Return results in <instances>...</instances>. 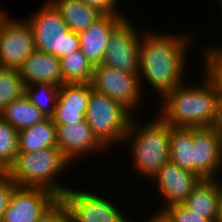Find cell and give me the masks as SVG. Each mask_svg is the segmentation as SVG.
Listing matches in <instances>:
<instances>
[{"label":"cell","mask_w":222,"mask_h":222,"mask_svg":"<svg viewBox=\"0 0 222 222\" xmlns=\"http://www.w3.org/2000/svg\"><path fill=\"white\" fill-rule=\"evenodd\" d=\"M24 85L34 83L63 84L60 60L54 55L34 50L19 69Z\"/></svg>","instance_id":"obj_17"},{"label":"cell","mask_w":222,"mask_h":222,"mask_svg":"<svg viewBox=\"0 0 222 222\" xmlns=\"http://www.w3.org/2000/svg\"><path fill=\"white\" fill-rule=\"evenodd\" d=\"M193 173L202 179H218V175L222 174L220 138L216 126L193 128Z\"/></svg>","instance_id":"obj_12"},{"label":"cell","mask_w":222,"mask_h":222,"mask_svg":"<svg viewBox=\"0 0 222 222\" xmlns=\"http://www.w3.org/2000/svg\"><path fill=\"white\" fill-rule=\"evenodd\" d=\"M60 60V72L64 83H90L94 66L77 50Z\"/></svg>","instance_id":"obj_23"},{"label":"cell","mask_w":222,"mask_h":222,"mask_svg":"<svg viewBox=\"0 0 222 222\" xmlns=\"http://www.w3.org/2000/svg\"><path fill=\"white\" fill-rule=\"evenodd\" d=\"M58 199L44 188L17 186L0 222H37Z\"/></svg>","instance_id":"obj_11"},{"label":"cell","mask_w":222,"mask_h":222,"mask_svg":"<svg viewBox=\"0 0 222 222\" xmlns=\"http://www.w3.org/2000/svg\"><path fill=\"white\" fill-rule=\"evenodd\" d=\"M90 84L94 91L118 101L133 115L140 103H143L141 98L144 91L141 89L138 74L123 72L101 63L94 66Z\"/></svg>","instance_id":"obj_7"},{"label":"cell","mask_w":222,"mask_h":222,"mask_svg":"<svg viewBox=\"0 0 222 222\" xmlns=\"http://www.w3.org/2000/svg\"><path fill=\"white\" fill-rule=\"evenodd\" d=\"M181 33H159L152 29L149 31V28L141 32L138 74L140 86L141 89L144 88L145 79L147 85L156 91V96L159 95V99L186 80L187 53L195 39L190 33Z\"/></svg>","instance_id":"obj_1"},{"label":"cell","mask_w":222,"mask_h":222,"mask_svg":"<svg viewBox=\"0 0 222 222\" xmlns=\"http://www.w3.org/2000/svg\"><path fill=\"white\" fill-rule=\"evenodd\" d=\"M88 6L94 7L104 15L123 14L117 7L118 0H82ZM117 7V8H116Z\"/></svg>","instance_id":"obj_31"},{"label":"cell","mask_w":222,"mask_h":222,"mask_svg":"<svg viewBox=\"0 0 222 222\" xmlns=\"http://www.w3.org/2000/svg\"><path fill=\"white\" fill-rule=\"evenodd\" d=\"M193 85H177L161 99L158 116L172 127H212L218 123L219 100L213 85L202 74Z\"/></svg>","instance_id":"obj_2"},{"label":"cell","mask_w":222,"mask_h":222,"mask_svg":"<svg viewBox=\"0 0 222 222\" xmlns=\"http://www.w3.org/2000/svg\"><path fill=\"white\" fill-rule=\"evenodd\" d=\"M35 49L29 22L7 17L0 26V67L19 70Z\"/></svg>","instance_id":"obj_9"},{"label":"cell","mask_w":222,"mask_h":222,"mask_svg":"<svg viewBox=\"0 0 222 222\" xmlns=\"http://www.w3.org/2000/svg\"><path fill=\"white\" fill-rule=\"evenodd\" d=\"M60 12L69 30L79 34L104 14L82 0H49Z\"/></svg>","instance_id":"obj_19"},{"label":"cell","mask_w":222,"mask_h":222,"mask_svg":"<svg viewBox=\"0 0 222 222\" xmlns=\"http://www.w3.org/2000/svg\"><path fill=\"white\" fill-rule=\"evenodd\" d=\"M59 87L50 83H34L25 86L24 95L43 114L51 118L56 107Z\"/></svg>","instance_id":"obj_24"},{"label":"cell","mask_w":222,"mask_h":222,"mask_svg":"<svg viewBox=\"0 0 222 222\" xmlns=\"http://www.w3.org/2000/svg\"><path fill=\"white\" fill-rule=\"evenodd\" d=\"M158 209L152 212L153 214L148 217L145 222H175V220L172 218V216L165 210L160 209L159 205L157 206Z\"/></svg>","instance_id":"obj_32"},{"label":"cell","mask_w":222,"mask_h":222,"mask_svg":"<svg viewBox=\"0 0 222 222\" xmlns=\"http://www.w3.org/2000/svg\"><path fill=\"white\" fill-rule=\"evenodd\" d=\"M72 186L60 198L67 206L71 222H130L113 200ZM133 222V221H131Z\"/></svg>","instance_id":"obj_8"},{"label":"cell","mask_w":222,"mask_h":222,"mask_svg":"<svg viewBox=\"0 0 222 222\" xmlns=\"http://www.w3.org/2000/svg\"><path fill=\"white\" fill-rule=\"evenodd\" d=\"M0 117L17 131L30 128L47 118L25 95L8 104L0 112Z\"/></svg>","instance_id":"obj_21"},{"label":"cell","mask_w":222,"mask_h":222,"mask_svg":"<svg viewBox=\"0 0 222 222\" xmlns=\"http://www.w3.org/2000/svg\"><path fill=\"white\" fill-rule=\"evenodd\" d=\"M169 161L193 173V128L172 127Z\"/></svg>","instance_id":"obj_22"},{"label":"cell","mask_w":222,"mask_h":222,"mask_svg":"<svg viewBox=\"0 0 222 222\" xmlns=\"http://www.w3.org/2000/svg\"><path fill=\"white\" fill-rule=\"evenodd\" d=\"M152 180L157 184L156 190L164 200L160 209H164L172 204L183 203L202 178L168 161L163 164Z\"/></svg>","instance_id":"obj_14"},{"label":"cell","mask_w":222,"mask_h":222,"mask_svg":"<svg viewBox=\"0 0 222 222\" xmlns=\"http://www.w3.org/2000/svg\"><path fill=\"white\" fill-rule=\"evenodd\" d=\"M26 20L32 28L36 50L61 59L80 49L78 34L68 29L60 12L49 0Z\"/></svg>","instance_id":"obj_5"},{"label":"cell","mask_w":222,"mask_h":222,"mask_svg":"<svg viewBox=\"0 0 222 222\" xmlns=\"http://www.w3.org/2000/svg\"><path fill=\"white\" fill-rule=\"evenodd\" d=\"M25 85L19 70L0 67V112L24 95Z\"/></svg>","instance_id":"obj_26"},{"label":"cell","mask_w":222,"mask_h":222,"mask_svg":"<svg viewBox=\"0 0 222 222\" xmlns=\"http://www.w3.org/2000/svg\"><path fill=\"white\" fill-rule=\"evenodd\" d=\"M126 17L110 34L102 64L120 71L139 74L141 30Z\"/></svg>","instance_id":"obj_10"},{"label":"cell","mask_w":222,"mask_h":222,"mask_svg":"<svg viewBox=\"0 0 222 222\" xmlns=\"http://www.w3.org/2000/svg\"><path fill=\"white\" fill-rule=\"evenodd\" d=\"M219 132V138H220V153L222 157V130H218Z\"/></svg>","instance_id":"obj_36"},{"label":"cell","mask_w":222,"mask_h":222,"mask_svg":"<svg viewBox=\"0 0 222 222\" xmlns=\"http://www.w3.org/2000/svg\"><path fill=\"white\" fill-rule=\"evenodd\" d=\"M70 165L58 147H45L40 151L17 153L7 173L18 187L44 188L61 198L70 187L60 184L56 177Z\"/></svg>","instance_id":"obj_4"},{"label":"cell","mask_w":222,"mask_h":222,"mask_svg":"<svg viewBox=\"0 0 222 222\" xmlns=\"http://www.w3.org/2000/svg\"><path fill=\"white\" fill-rule=\"evenodd\" d=\"M147 124L132 118L122 145L129 149L133 169L137 175L151 179L164 163L169 161L170 135L172 126L158 115ZM152 120V121H151ZM150 122V123H149ZM130 145V146H129Z\"/></svg>","instance_id":"obj_3"},{"label":"cell","mask_w":222,"mask_h":222,"mask_svg":"<svg viewBox=\"0 0 222 222\" xmlns=\"http://www.w3.org/2000/svg\"><path fill=\"white\" fill-rule=\"evenodd\" d=\"M56 133L58 148L71 164L82 158H89L92 154L94 157L97 154L95 152L99 154L107 149L95 136L86 120L75 124L56 125Z\"/></svg>","instance_id":"obj_13"},{"label":"cell","mask_w":222,"mask_h":222,"mask_svg":"<svg viewBox=\"0 0 222 222\" xmlns=\"http://www.w3.org/2000/svg\"><path fill=\"white\" fill-rule=\"evenodd\" d=\"M133 116L121 103L94 91L90 84L85 120L107 150L119 144L122 146Z\"/></svg>","instance_id":"obj_6"},{"label":"cell","mask_w":222,"mask_h":222,"mask_svg":"<svg viewBox=\"0 0 222 222\" xmlns=\"http://www.w3.org/2000/svg\"><path fill=\"white\" fill-rule=\"evenodd\" d=\"M90 96V83H64L59 87L51 119L56 125L85 121Z\"/></svg>","instance_id":"obj_15"},{"label":"cell","mask_w":222,"mask_h":222,"mask_svg":"<svg viewBox=\"0 0 222 222\" xmlns=\"http://www.w3.org/2000/svg\"><path fill=\"white\" fill-rule=\"evenodd\" d=\"M216 45H207V48L202 50V68L205 69H202V73L213 85L218 100H222V43Z\"/></svg>","instance_id":"obj_25"},{"label":"cell","mask_w":222,"mask_h":222,"mask_svg":"<svg viewBox=\"0 0 222 222\" xmlns=\"http://www.w3.org/2000/svg\"><path fill=\"white\" fill-rule=\"evenodd\" d=\"M8 13L4 12V9L0 8V26L2 25L3 21L8 17Z\"/></svg>","instance_id":"obj_35"},{"label":"cell","mask_w":222,"mask_h":222,"mask_svg":"<svg viewBox=\"0 0 222 222\" xmlns=\"http://www.w3.org/2000/svg\"><path fill=\"white\" fill-rule=\"evenodd\" d=\"M126 17V14L103 15L78 34L80 50L93 66L103 62L111 32Z\"/></svg>","instance_id":"obj_16"},{"label":"cell","mask_w":222,"mask_h":222,"mask_svg":"<svg viewBox=\"0 0 222 222\" xmlns=\"http://www.w3.org/2000/svg\"><path fill=\"white\" fill-rule=\"evenodd\" d=\"M18 153V131L0 117V172H7Z\"/></svg>","instance_id":"obj_27"},{"label":"cell","mask_w":222,"mask_h":222,"mask_svg":"<svg viewBox=\"0 0 222 222\" xmlns=\"http://www.w3.org/2000/svg\"><path fill=\"white\" fill-rule=\"evenodd\" d=\"M45 147H58L56 124L50 117L18 131V153L40 151Z\"/></svg>","instance_id":"obj_20"},{"label":"cell","mask_w":222,"mask_h":222,"mask_svg":"<svg viewBox=\"0 0 222 222\" xmlns=\"http://www.w3.org/2000/svg\"><path fill=\"white\" fill-rule=\"evenodd\" d=\"M221 178L202 179L182 203L193 213L216 222L219 213Z\"/></svg>","instance_id":"obj_18"},{"label":"cell","mask_w":222,"mask_h":222,"mask_svg":"<svg viewBox=\"0 0 222 222\" xmlns=\"http://www.w3.org/2000/svg\"><path fill=\"white\" fill-rule=\"evenodd\" d=\"M216 127H217V130H222V100H219V116H218V123Z\"/></svg>","instance_id":"obj_33"},{"label":"cell","mask_w":222,"mask_h":222,"mask_svg":"<svg viewBox=\"0 0 222 222\" xmlns=\"http://www.w3.org/2000/svg\"><path fill=\"white\" fill-rule=\"evenodd\" d=\"M216 222H222V181H221V192L219 197V213Z\"/></svg>","instance_id":"obj_34"},{"label":"cell","mask_w":222,"mask_h":222,"mask_svg":"<svg viewBox=\"0 0 222 222\" xmlns=\"http://www.w3.org/2000/svg\"><path fill=\"white\" fill-rule=\"evenodd\" d=\"M37 222H71L67 206L59 198Z\"/></svg>","instance_id":"obj_30"},{"label":"cell","mask_w":222,"mask_h":222,"mask_svg":"<svg viewBox=\"0 0 222 222\" xmlns=\"http://www.w3.org/2000/svg\"><path fill=\"white\" fill-rule=\"evenodd\" d=\"M175 220V222H212L203 215L193 213L182 203L172 204L164 208Z\"/></svg>","instance_id":"obj_28"},{"label":"cell","mask_w":222,"mask_h":222,"mask_svg":"<svg viewBox=\"0 0 222 222\" xmlns=\"http://www.w3.org/2000/svg\"><path fill=\"white\" fill-rule=\"evenodd\" d=\"M219 1V7H220V9H221V12H222V0H218Z\"/></svg>","instance_id":"obj_37"},{"label":"cell","mask_w":222,"mask_h":222,"mask_svg":"<svg viewBox=\"0 0 222 222\" xmlns=\"http://www.w3.org/2000/svg\"><path fill=\"white\" fill-rule=\"evenodd\" d=\"M16 187L17 184L11 179L7 172H0V221Z\"/></svg>","instance_id":"obj_29"}]
</instances>
